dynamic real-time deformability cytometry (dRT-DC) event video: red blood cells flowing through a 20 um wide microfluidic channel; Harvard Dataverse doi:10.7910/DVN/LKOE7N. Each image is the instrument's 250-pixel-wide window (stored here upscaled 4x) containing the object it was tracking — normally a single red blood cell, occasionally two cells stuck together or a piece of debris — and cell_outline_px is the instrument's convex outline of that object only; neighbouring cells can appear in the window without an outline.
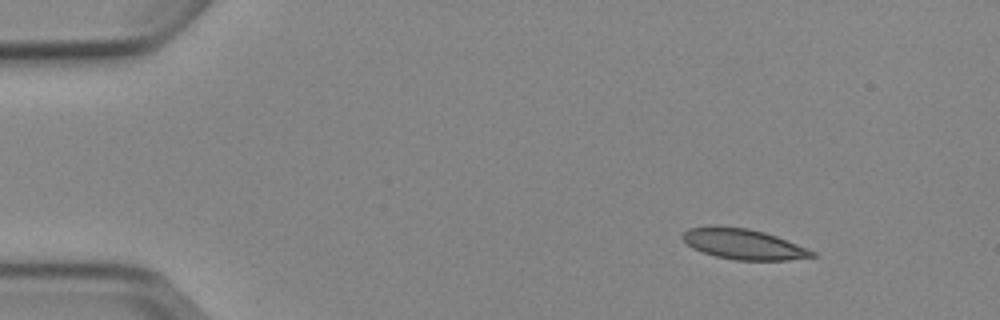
{"species": "Egyptian fruit bat (a non-hibernating species)", "species_latin": "Rousettus aegyptiacus", "temperature_condition": "cold", "stored_images_in_passage": 8, "camera_frame_rate_fps": 3000, "um_per_image_px": 0.085, "animal": {"sex": "female"}, "frame": {"image": 1, "passage_image": 1, "time_ms": 0.0, "image_size_px": [1000, 320], "cell_outline_px": [[820, 256], [788, 260], [736, 260], [716, 256], [692, 248], [684, 240], [684, 232], [688, 228], [716, 224], [748, 228], [764, 232], [776, 236], [808, 248], [816, 252]], "centroid_in_image_um": [63.22, 20.73], "position_along_channel_um": 21.8, "area_um2": 23.18}}
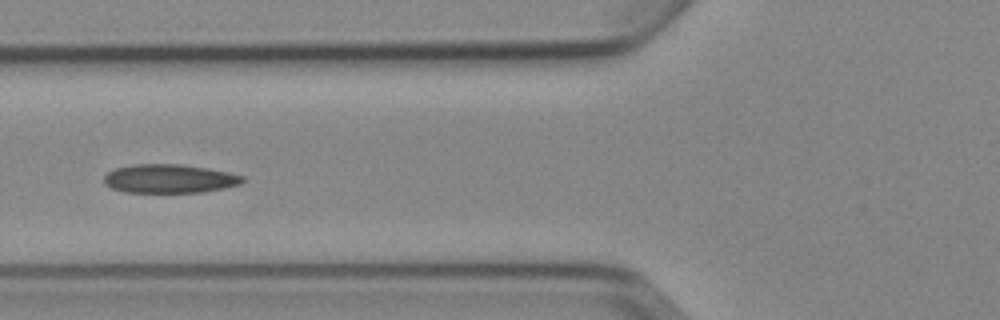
{"frame": {"image": 2, "passage_image": 5, "time_ms": 4.667, "image_size_px": [1000, 320], "cell_outline_px": [[248, 180], [240, 184], [224, 188], [200, 192], [124, 192], [112, 188], [104, 184], [104, 176], [108, 172], [116, 168], [132, 164], [180, 164], [208, 168], [228, 172], [244, 176]], "centroid_in_image_um": [14.42, 15.18], "position_along_channel_um": 111.4, "area_um2": 23.29}}
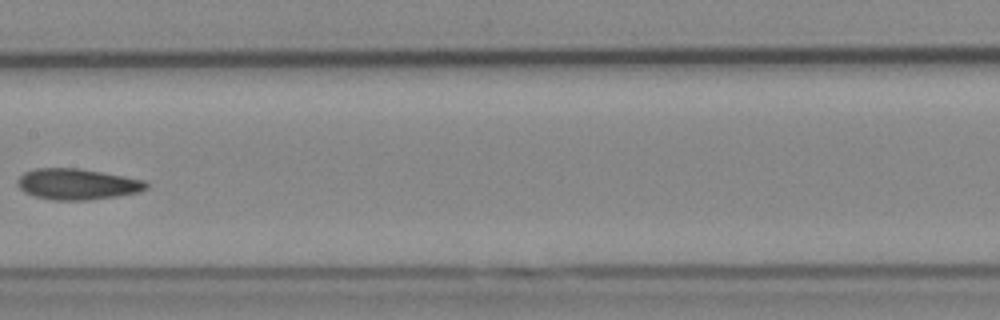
{"frame": {"image": 3, "passage_image": 7, "time_ms": 7.0, "image_size_px": [1000, 320], "cell_outline_px": [[148, 188], [140, 192], [120, 196], [88, 200], [52, 200], [36, 196], [24, 192], [16, 184], [16, 180], [24, 172], [36, 168], [80, 168], [124, 176], [144, 180], [148, 184]], "centroid_in_image_um": [6.57, 15.65], "position_along_channel_um": 200.8, "area_um2": 23.41}}